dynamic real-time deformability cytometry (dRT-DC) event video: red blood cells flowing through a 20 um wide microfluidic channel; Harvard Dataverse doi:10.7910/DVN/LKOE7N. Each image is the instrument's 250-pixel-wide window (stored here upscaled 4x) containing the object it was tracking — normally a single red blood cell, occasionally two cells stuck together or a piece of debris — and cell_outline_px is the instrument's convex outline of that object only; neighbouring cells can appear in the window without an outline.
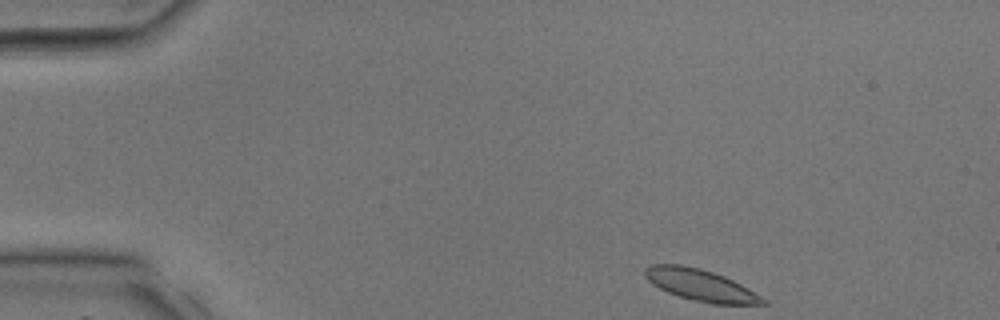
{"species": "common noctule bat (a hibernating species)", "species_latin": "Nyctalus noctula", "temperature_condition": "room temperature", "stored_images_in_passage": 34, "camera_frame_rate_fps": 3000, "um_per_image_px": 0.085, "animal": {"sex": "male", "body_mass_g": 17.9, "forearm_length_mm": 54.2}, "frame": {"image": 1, "passage_image": 1, "time_ms": 0.0, "image_size_px": [1000, 320], "cell_outline_px": [[768, 304], [712, 304], [692, 300], [668, 292], [652, 284], [644, 276], [644, 268], [652, 264], [680, 264], [700, 268], [724, 276], [740, 284], [768, 300]], "centroid_in_image_um": [59.53, 24.23], "position_along_channel_um": 25.5, "area_um2": 21.62}}
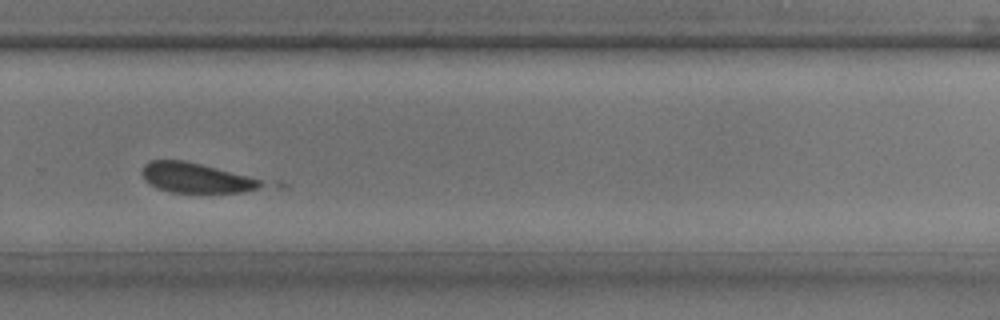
{"frame": {"image": 2, "passage_image": 22, "time_ms": 7.0, "image_size_px": [1000, 320], "cell_outline_px": [[288, 188], [244, 192], [168, 192], [148, 184], [144, 180], [140, 172], [144, 164], [152, 160], [184, 160], [280, 180], [288, 184]], "centroid_in_image_um": [17.29, 15.15], "position_along_channel_um": 312.5, "area_um2": 23.7}}
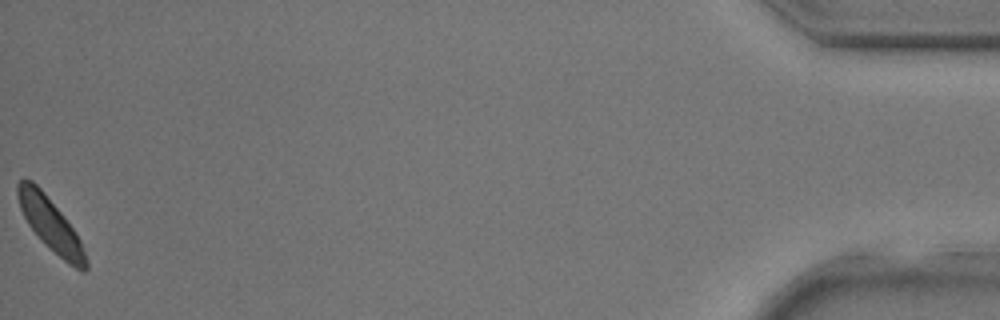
{"frame": {"image": 3, "passage_image": 34, "time_ms": 11.0, "image_size_px": [1000, 320], "cell_outline_px": [[88, 268], [84, 272], [80, 272], [68, 264], [44, 244], [28, 224], [20, 208], [16, 196], [16, 184], [24, 176], [32, 180], [44, 192], [64, 216], [76, 232], [80, 240], [88, 264]], "centroid_in_image_um": [4.27, 19.07], "position_along_channel_um": 430.9, "area_um2": 21.21}}